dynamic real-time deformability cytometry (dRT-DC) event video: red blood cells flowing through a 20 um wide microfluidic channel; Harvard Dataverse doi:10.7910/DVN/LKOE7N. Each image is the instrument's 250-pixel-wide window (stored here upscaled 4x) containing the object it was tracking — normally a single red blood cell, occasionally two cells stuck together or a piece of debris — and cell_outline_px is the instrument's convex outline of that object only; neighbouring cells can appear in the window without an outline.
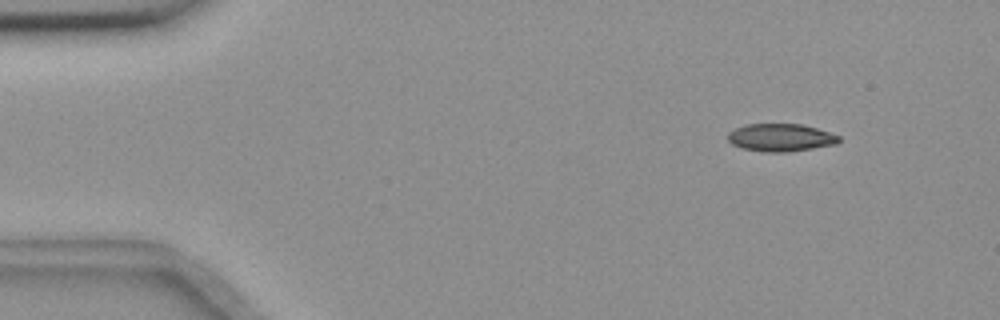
{"species": "common noctule bat (a hibernating species)", "species_latin": "Nyctalus noctula", "temperature_condition": "room temperature", "stored_images_in_passage": 55, "camera_frame_rate_fps": 3000, "um_per_image_px": 0.085, "animal": {"sex": "female", "body_mass_g": 18.4}, "frame": {"image": 1, "passage_image": 6, "time_ms": 1.667, "image_size_px": [1000, 320], "cell_outline_px": [[840, 140], [836, 144], [788, 152], [764, 152], [740, 148], [732, 144], [728, 140], [728, 132], [744, 124], [800, 124], [816, 128], [840, 136]], "centroid_in_image_um": [66.32, 11.69], "position_along_channel_um": 18.7, "area_um2": 17.92}}
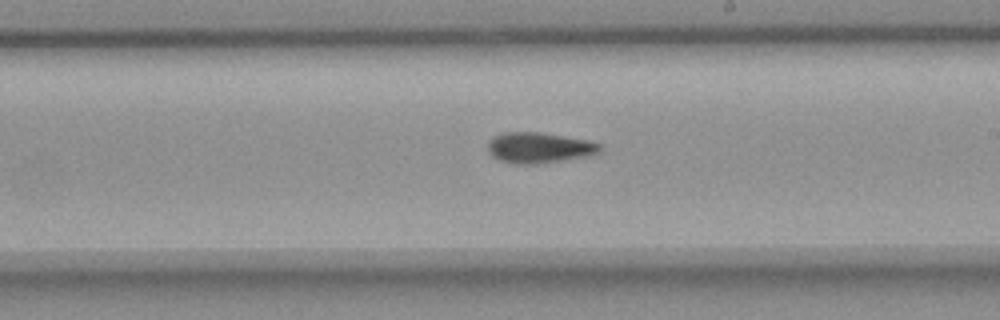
{"frame": {"image": 2, "passage_image": 32, "time_ms": 10.333, "image_size_px": [1000, 320], "cell_outline_px": [[600, 152], [588, 156], [564, 160], [536, 164], [512, 164], [500, 160], [492, 156], [488, 152], [488, 144], [492, 136], [504, 132], [540, 132], [592, 140], [600, 144]], "centroid_in_image_um": [45.83, 12.55], "position_along_channel_um": 243.2, "area_um2": 20.29}}
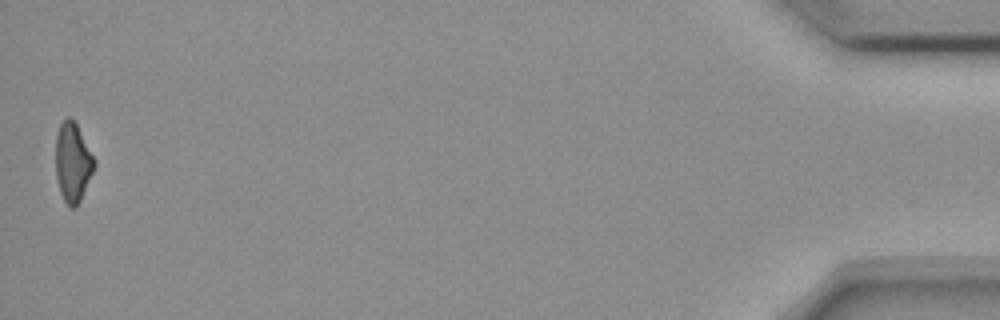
{"frame": {"image": 3, "passage_image": 55, "time_ms": 18.0, "image_size_px": [1000, 320], "cell_outline_px": [[96, 164], [80, 200], [76, 208], [68, 208], [60, 192], [56, 176], [56, 136], [60, 124], [68, 116], [76, 124], [96, 160]], "centroid_in_image_um": [6.18, 13.83], "position_along_channel_um": 429.0, "area_um2": 17.69}, "authors_computed_cell_mechanics": {"area_um2": 19.2474, "velocity_mm_per_s": 3.6543, "shape_relaxation_time_tau1_ms": 6.3269, "shape_relaxation_time_tau2_ms": null, "deformation_change_tau1": 0.1618, "deformation_change_tau2": null}}